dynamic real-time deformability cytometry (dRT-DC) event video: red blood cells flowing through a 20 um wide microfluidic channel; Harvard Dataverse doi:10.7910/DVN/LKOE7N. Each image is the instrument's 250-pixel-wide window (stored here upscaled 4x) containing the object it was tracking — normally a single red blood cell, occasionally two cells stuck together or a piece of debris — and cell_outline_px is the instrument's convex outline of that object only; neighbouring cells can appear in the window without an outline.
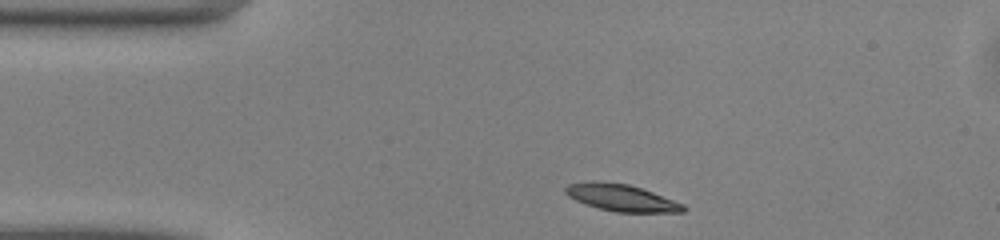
{"species": "common noctule bat (a hibernating species)", "species_latin": "Nyctalus noctula", "temperature_condition": "warm", "stored_images_in_passage": 41, "camera_frame_rate_fps": 3000, "um_per_image_px": 0.085, "animal": {"sex": "male", "body_mass_g": 13.0, "forearm_length_mm": 53.1}, "frame": {"image": 1, "passage_image": 1, "time_ms": 0.0, "image_size_px": [1000, 240], "cell_outline_px": [[688, 208], [684, 212], [616, 212], [600, 208], [576, 200], [568, 196], [564, 192], [564, 188], [568, 184], [592, 180], [628, 184], [652, 192], [684, 204]], "centroid_in_image_um": [52.82, 16.8], "position_along_channel_um": 32.2, "area_um2": 18.32}}
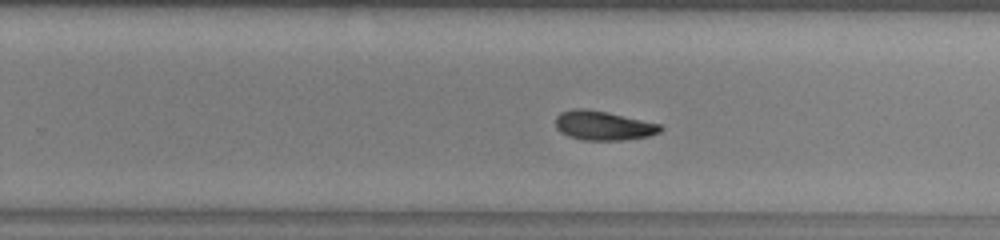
{"frame": {"image": 2, "passage_image": 22, "time_ms": 7.0, "image_size_px": [1000, 240], "cell_outline_px": [[664, 128], [660, 132], [648, 136], [624, 140], [584, 140], [568, 136], [560, 132], [556, 128], [556, 116], [560, 112], [572, 108], [588, 108], [608, 112], [660, 124]], "centroid_in_image_um": [51.25, 10.66], "position_along_channel_um": 278.5, "area_um2": 18.03}}
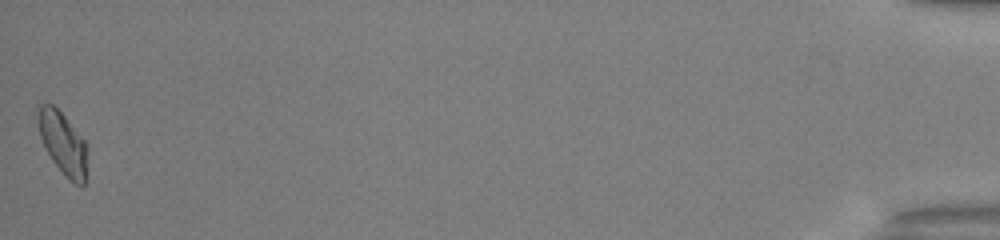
{"frame": {"image": 3, "passage_image": 41, "time_ms": 13.333, "image_size_px": [1000, 240], "cell_outline_px": [[88, 148], [84, 184], [80, 188], [52, 160], [44, 148], [40, 136], [40, 104], [52, 104], [64, 116], [88, 144]], "centroid_in_image_um": [5.4, 12.2], "position_along_channel_um": 429.8, "area_um2": 17.28}, "authors_computed_cell_mechanics": {"area_um2": 18.0336, "velocity_mm_per_s": 4.0834, "shape_relaxation_time_tau1_ms": 3.1858, "shape_relaxation_time_tau2_ms": null, "deformation_change_tau1": 0.1302, "deformation_change_tau2": null}}